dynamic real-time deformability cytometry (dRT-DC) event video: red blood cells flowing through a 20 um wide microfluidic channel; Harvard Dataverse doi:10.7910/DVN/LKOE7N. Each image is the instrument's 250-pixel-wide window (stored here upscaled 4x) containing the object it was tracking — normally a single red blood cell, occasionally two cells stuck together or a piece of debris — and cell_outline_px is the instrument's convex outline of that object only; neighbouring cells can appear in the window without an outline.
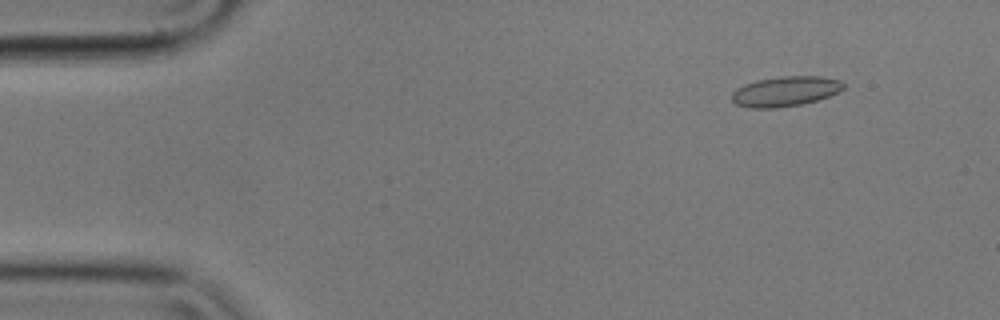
{"species": "common noctule bat (a hibernating species)", "species_latin": "Nyctalus noctula", "temperature_condition": "cold", "stored_images_in_passage": 17, "camera_frame_rate_fps": 3000, "um_per_image_px": 0.085, "animal": {"sex": "male", "body_mass_g": 17.9}, "frame": {"image": 1, "passage_image": 6, "time_ms": 1.667, "image_size_px": [1000, 320], "cell_outline_px": [[844, 88], [828, 96], [816, 100], [800, 104], [776, 108], [748, 108], [736, 104], [732, 100], [732, 92], [736, 88], [744, 84], [756, 80], [780, 76], [820, 76], [840, 80], [844, 84]], "centroid_in_image_um": [66.71, 7.76], "position_along_channel_um": 18.3, "area_um2": 19.48}}